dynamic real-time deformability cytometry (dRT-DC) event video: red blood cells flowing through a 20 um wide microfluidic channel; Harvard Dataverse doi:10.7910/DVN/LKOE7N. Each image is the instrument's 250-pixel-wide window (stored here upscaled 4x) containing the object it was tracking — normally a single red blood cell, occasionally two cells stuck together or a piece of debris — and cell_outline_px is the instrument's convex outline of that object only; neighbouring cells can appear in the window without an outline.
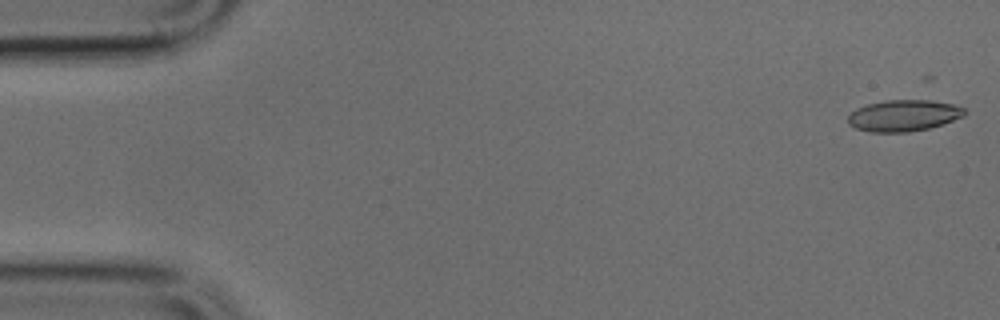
{"species": "common noctule bat (a hibernating species)", "species_latin": "Nyctalus noctula", "temperature_condition": "cold", "stored_images_in_passage": 36, "camera_frame_rate_fps": 3000, "um_per_image_px": 0.085, "animal": {"sex": "male", "body_mass_g": 17.9, "forearm_length_mm": 54.2}, "frame": {"image": 1, "passage_image": 1, "time_ms": 0.0, "image_size_px": [1000, 320], "cell_outline_px": [[968, 112], [964, 116], [944, 124], [928, 128], [908, 132], [868, 132], [856, 128], [848, 124], [848, 116], [856, 108], [868, 104], [888, 100], [924, 96], [956, 104], [964, 108]], "centroid_in_image_um": [76.9, 9.76], "position_along_channel_um": 8.1, "area_um2": 22.37}}
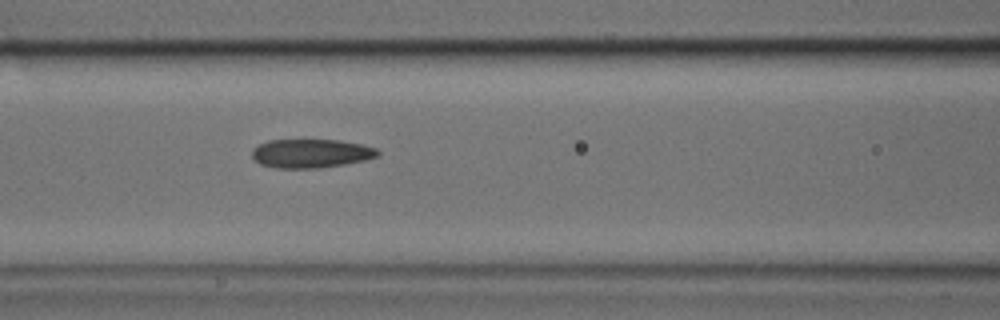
{"frame": {"image": 2, "passage_image": 20, "time_ms": 6.333, "image_size_px": [1000, 320], "cell_outline_px": [[380, 156], [364, 160], [344, 164], [320, 168], [276, 168], [260, 164], [252, 156], [252, 148], [268, 140], [340, 140], [364, 144], [376, 148], [380, 152]], "centroid_in_image_um": [26.46, 13.04], "position_along_channel_um": 140.1, "area_um2": 21.21}}
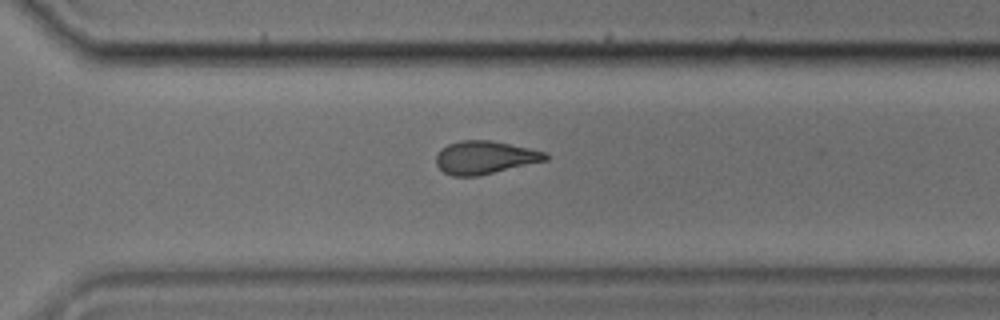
{"frame": {"image": 3, "passage_image": 34, "time_ms": 11.0, "image_size_px": [1000, 320], "cell_outline_px": [[548, 160], [476, 176], [452, 176], [444, 172], [436, 164], [436, 156], [448, 144], [460, 140], [488, 140], [548, 152]], "centroid_in_image_um": [41.22, 13.39], "position_along_channel_um": 329.4, "area_um2": 20.75}}